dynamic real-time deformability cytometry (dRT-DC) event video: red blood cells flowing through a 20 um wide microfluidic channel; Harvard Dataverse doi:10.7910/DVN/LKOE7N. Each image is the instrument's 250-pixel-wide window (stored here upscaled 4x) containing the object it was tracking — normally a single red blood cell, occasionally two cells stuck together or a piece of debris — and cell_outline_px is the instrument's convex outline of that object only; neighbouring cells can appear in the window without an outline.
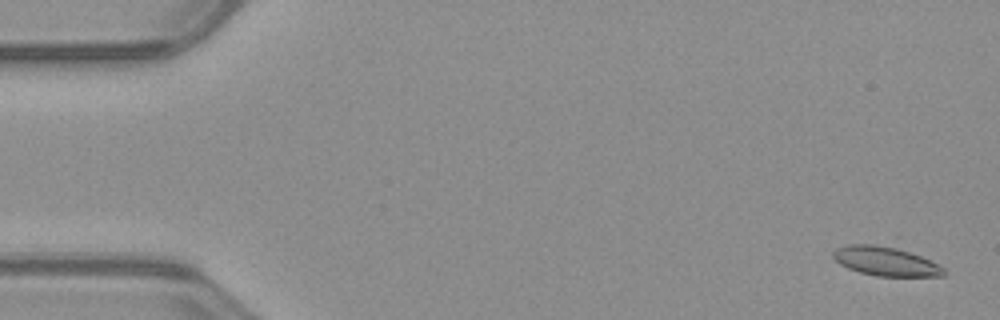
{"species": "common noctule bat (a hibernating species)", "species_latin": "Nyctalus noctula", "temperature_condition": "warm", "stored_images_in_passage": 52, "camera_frame_rate_fps": 3000, "um_per_image_px": 0.085, "animal": {"sex": "male", "body_mass_g": 23.1, "forearm_length_mm": 52.7}, "frame": {"image": 1, "passage_image": 2, "time_ms": 0.333, "image_size_px": [1000, 320], "cell_outline_px": [[948, 276], [876, 276], [860, 272], [848, 268], [840, 264], [832, 256], [832, 252], [836, 248], [848, 244], [896, 232], [944, 268], [948, 272]], "centroid_in_image_um": [75.45, 21.92], "position_along_channel_um": 9.5, "area_um2": 23.47}}
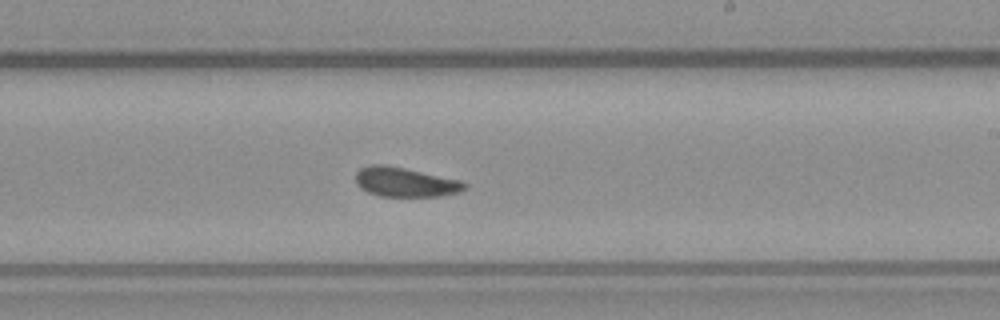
{"frame": {"image": 2, "passage_image": 31, "time_ms": 10.0, "image_size_px": [1000, 320], "cell_outline_px": [[468, 188], [460, 192], [440, 196], [380, 196], [368, 192], [360, 188], [356, 184], [356, 172], [360, 168], [368, 164], [384, 164], [464, 180], [468, 184]], "centroid_in_image_um": [34.48, 15.47], "position_along_channel_um": 254.5, "area_um2": 19.02}}
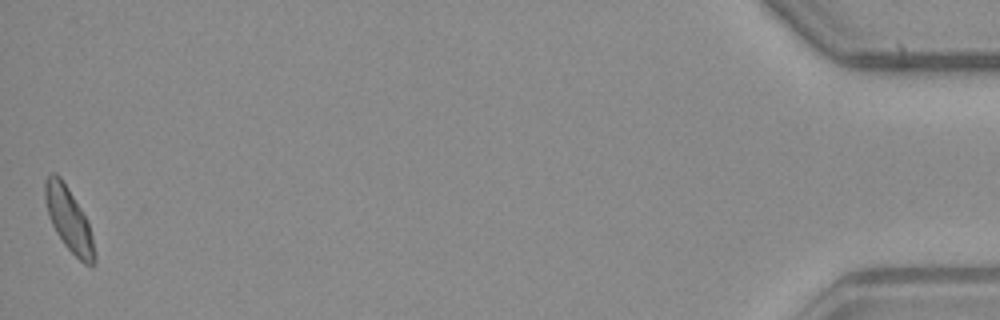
{"frame": {"image": 3, "passage_image": 52, "time_ms": 17.0, "image_size_px": [1000, 320], "cell_outline_px": [[96, 264], [92, 268], [84, 264], [64, 244], [56, 232], [52, 224], [44, 200], [44, 180], [52, 172], [56, 172], [60, 176], [68, 188], [88, 220], [92, 236], [96, 256]], "centroid_in_image_um": [5.87, 18.67], "position_along_channel_um": 429.3, "area_um2": 18.5}, "authors_computed_cell_mechanics": {"area_um2": 19.074, "velocity_mm_per_s": 3.9688, "shape_relaxation_time_tau1_ms": 3.2145, "shape_relaxation_time_tau2_ms": 1.9865, "deformation_change_tau1": 0.1044, "deformation_change_tau2": 0.0757}}